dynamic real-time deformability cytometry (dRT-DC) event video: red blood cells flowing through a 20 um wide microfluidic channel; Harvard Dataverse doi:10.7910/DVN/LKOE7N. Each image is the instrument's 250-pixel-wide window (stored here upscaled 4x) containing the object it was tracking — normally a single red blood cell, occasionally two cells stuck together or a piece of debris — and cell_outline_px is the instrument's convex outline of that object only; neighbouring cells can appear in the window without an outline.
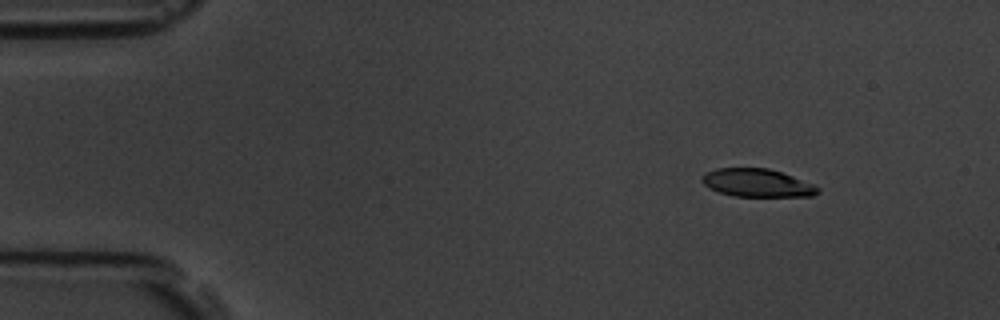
{"species": "common noctule bat (a hibernating species)", "species_latin": "Nyctalus noctula", "temperature_condition": "room temperature", "stored_images_in_passage": 5, "camera_frame_rate_fps": 3000, "um_per_image_px": 0.085, "animal": {"sex": "male", "body_mass_g": 19.5, "forearm_length_mm": 54.6}, "frame": {"image": 1, "passage_image": 2, "time_ms": 1.333, "image_size_px": [1000, 320], "cell_outline_px": [[820, 192], [812, 196], [736, 196], [720, 192], [704, 184], [704, 176], [708, 172], [716, 168], [768, 168], [792, 176], [812, 184], [820, 188]], "centroid_in_image_um": [64.41, 15.55], "position_along_channel_um": 20.6, "area_um2": 18.44}}
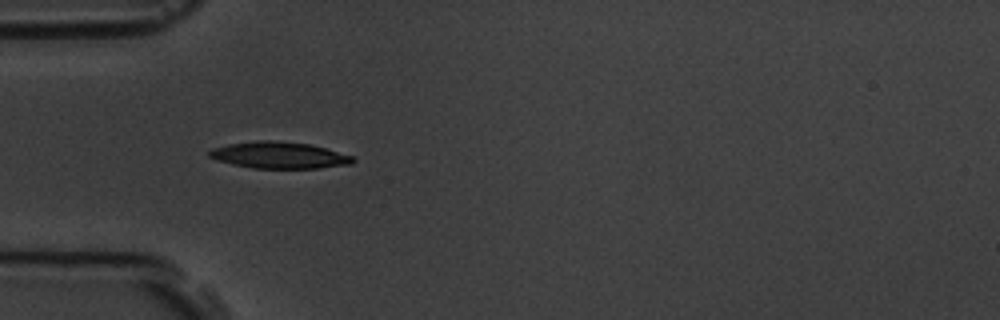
{"frame": {"image": 2, "passage_image": 5, "time_ms": 4.667, "image_size_px": [1000, 320], "cell_outline_px": [[356, 160], [352, 164], [320, 168], [252, 168], [232, 164], [216, 160], [208, 156], [208, 152], [212, 148], [228, 144], [256, 140], [272, 140], [308, 144], [324, 148], [352, 156]], "centroid_in_image_um": [23.69, 13.19], "position_along_channel_um": 61.3, "area_um2": 22.2}}